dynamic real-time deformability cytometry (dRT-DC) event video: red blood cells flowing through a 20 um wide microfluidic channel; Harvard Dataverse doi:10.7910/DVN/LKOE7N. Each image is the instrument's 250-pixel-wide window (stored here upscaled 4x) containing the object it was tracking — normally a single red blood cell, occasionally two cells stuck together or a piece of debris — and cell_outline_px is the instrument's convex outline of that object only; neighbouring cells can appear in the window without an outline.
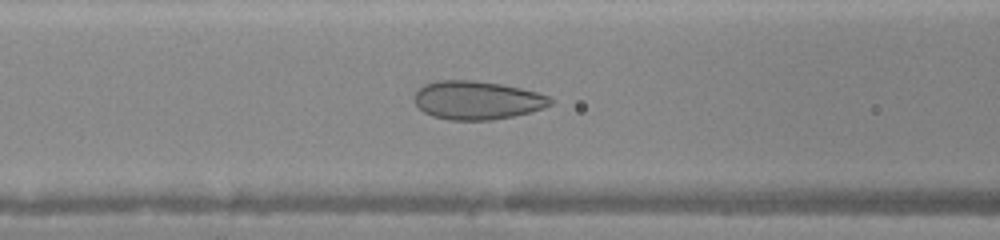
{"species": "human", "species_latin": "Homo sapiens", "temperature_condition": "warm", "stored_images_in_passage": 37, "camera_frame_rate_fps": 3000, "um_per_image_px": 0.085, "donor": {"sex": "female"}, "frame": {"image": 1, "passage_image": 11, "time_ms": 3.333, "image_size_px": [1000, 240], "cell_outline_px": [[552, 104], [544, 108], [512, 116], [492, 120], [448, 120], [432, 116], [424, 112], [416, 104], [416, 92], [424, 84], [436, 80], [472, 80], [500, 84], [520, 88], [536, 92], [548, 96], [552, 100]], "centroid_in_image_um": [40.54, 8.52], "position_along_channel_um": 126.1, "area_um2": 30.29}}
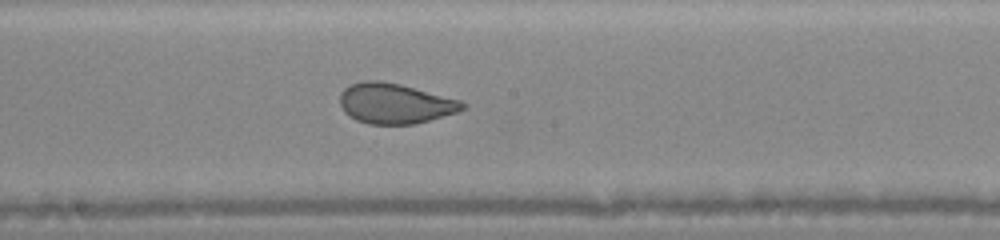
{"frame": {"image": 2, "passage_image": 17, "time_ms": 5.333, "image_size_px": [1000, 240], "cell_outline_px": [[468, 104], [464, 108], [456, 112], [416, 124], [368, 124], [356, 120], [344, 112], [340, 104], [340, 92], [344, 88], [352, 84], [364, 80], [380, 80], [400, 84], [460, 100]], "centroid_in_image_um": [33.55, 8.79], "position_along_channel_um": 214.7, "area_um2": 28.73}}
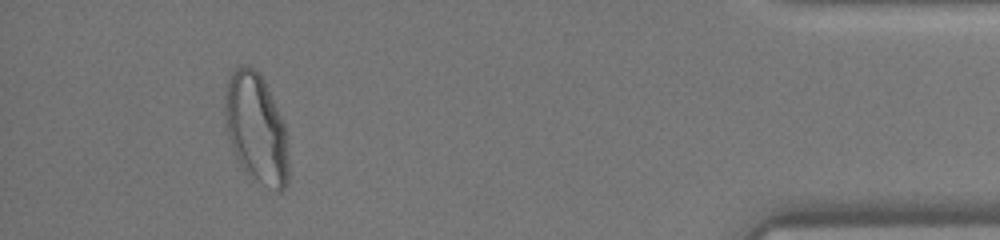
{"frame": {"image": 3, "passage_image": 34, "time_ms": 11.0, "image_size_px": [1000, 240], "cell_outline_px": [[288, 184], [280, 192], [276, 192], [252, 180], [236, 156], [228, 136], [224, 124], [224, 100], [228, 80], [232, 68], [240, 64], [244, 64], [256, 68], [260, 72], [268, 88], [284, 124], [288, 164]], "centroid_in_image_um": [21.75, 10.89], "position_along_channel_um": 413.4, "area_um2": 41.1}}